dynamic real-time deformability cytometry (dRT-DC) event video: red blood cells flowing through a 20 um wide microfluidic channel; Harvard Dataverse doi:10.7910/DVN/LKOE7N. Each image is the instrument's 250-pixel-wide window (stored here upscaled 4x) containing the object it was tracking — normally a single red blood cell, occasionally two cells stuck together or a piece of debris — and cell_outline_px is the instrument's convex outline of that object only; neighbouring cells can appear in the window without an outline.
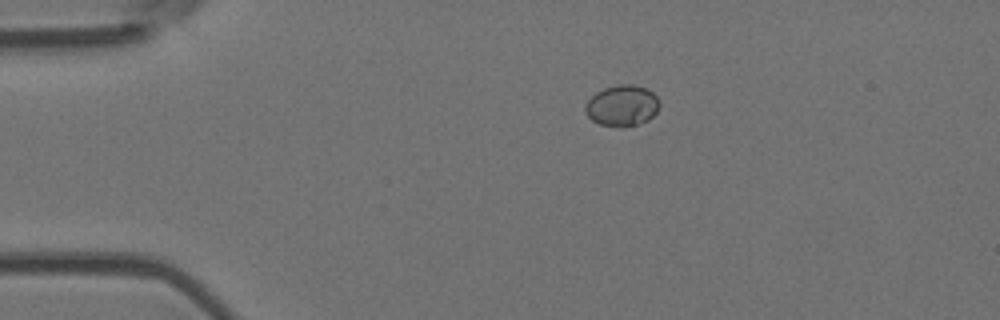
{"species": "Egyptian fruit bat (a non-hibernating species)", "species_latin": "Rousettus aegyptiacus", "temperature_condition": "room temperature", "stored_images_in_passage": 5, "camera_frame_rate_fps": 3000, "um_per_image_px": 0.085, "animal": {"sex": "female"}, "frame": {"image": 1, "passage_image": 4, "time_ms": 3.667, "image_size_px": [1000, 320], "cell_outline_px": [[660, 104], [656, 112], [648, 120], [624, 128], [600, 124], [592, 120], [588, 116], [584, 108], [588, 100], [596, 92], [604, 88], [616, 84], [632, 84], [644, 88], [652, 92], [656, 96]], "centroid_in_image_um": [52.87, 8.98], "position_along_channel_um": 32.1, "area_um2": 17.69}}